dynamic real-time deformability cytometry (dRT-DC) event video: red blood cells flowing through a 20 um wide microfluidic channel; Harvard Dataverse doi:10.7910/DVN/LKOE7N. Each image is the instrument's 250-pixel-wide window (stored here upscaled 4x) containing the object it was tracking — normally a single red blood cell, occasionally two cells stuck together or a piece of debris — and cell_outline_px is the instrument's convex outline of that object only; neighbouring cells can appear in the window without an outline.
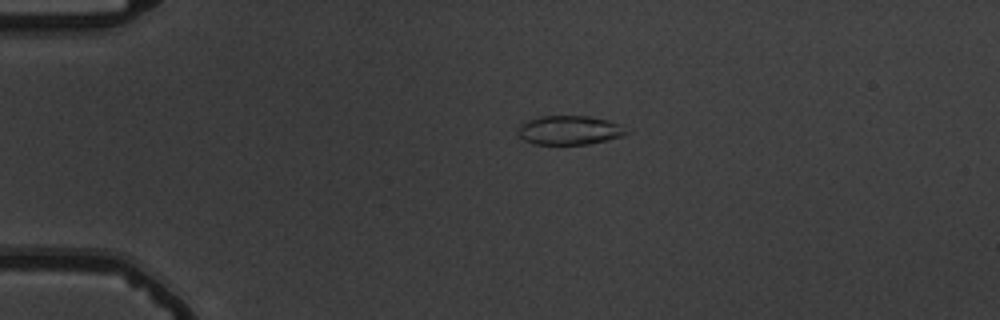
{"species": "common noctule bat (a hibernating species)", "species_latin": "Nyctalus noctula", "temperature_condition": "warm", "stored_images_in_passage": 43, "camera_frame_rate_fps": 3000, "um_per_image_px": 0.085, "animal": {"sex": "male", "body_mass_g": 19.5, "forearm_length_mm": 54.6}, "frame": {"image": 1, "passage_image": 1, "time_ms": 0.0, "image_size_px": [1000, 320], "cell_outline_px": [[632, 132], [624, 136], [588, 144], [532, 144], [524, 140], [516, 132], [520, 124], [528, 120], [540, 116], [588, 116], [608, 120], [620, 124]], "centroid_in_image_um": [48.42, 11.06], "position_along_channel_um": 36.6, "area_um2": 18.55}}
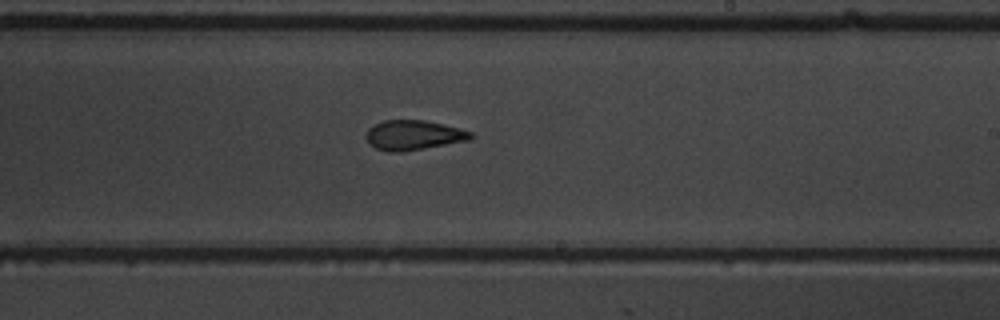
{"frame": {"image": 2, "passage_image": 22, "time_ms": 7.0, "image_size_px": [1000, 320], "cell_outline_px": [[476, 136], [472, 140], [404, 152], [388, 152], [376, 148], [368, 144], [364, 136], [368, 128], [384, 120], [424, 120], [460, 128], [472, 132]], "centroid_in_image_um": [35.17, 11.5], "position_along_channel_um": 253.8, "area_um2": 18.55}}
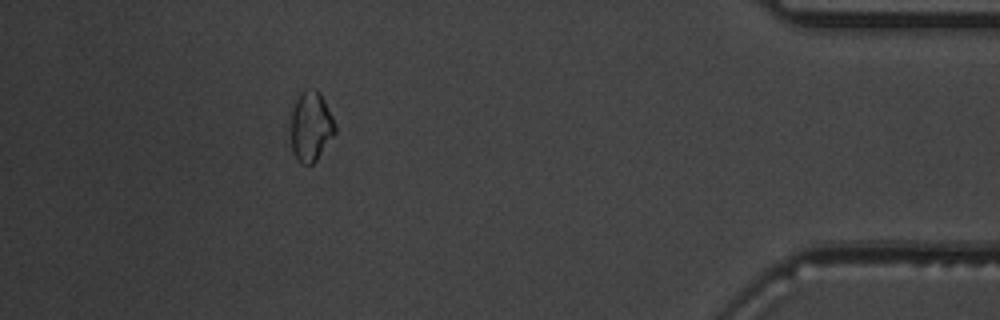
{"frame": {"image": 3, "passage_image": 38, "time_ms": 12.333, "image_size_px": [1000, 320], "cell_outline_px": [[336, 132], [316, 160], [312, 164], [300, 164], [292, 152], [292, 108], [300, 92], [304, 88], [316, 88], [320, 92], [336, 124]], "centroid_in_image_um": [26.43, 10.71], "position_along_channel_um": 408.8, "area_um2": 18.03}, "authors_computed_cell_mechanics": {"area_um2": 18.6694, "velocity_mm_per_s": 3.7625, "shape_relaxation_time_tau1_ms": null, "shape_relaxation_time_tau2_ms": 2.3342, "deformation_change_tau1": null, "deformation_change_tau2": 0.0631}}